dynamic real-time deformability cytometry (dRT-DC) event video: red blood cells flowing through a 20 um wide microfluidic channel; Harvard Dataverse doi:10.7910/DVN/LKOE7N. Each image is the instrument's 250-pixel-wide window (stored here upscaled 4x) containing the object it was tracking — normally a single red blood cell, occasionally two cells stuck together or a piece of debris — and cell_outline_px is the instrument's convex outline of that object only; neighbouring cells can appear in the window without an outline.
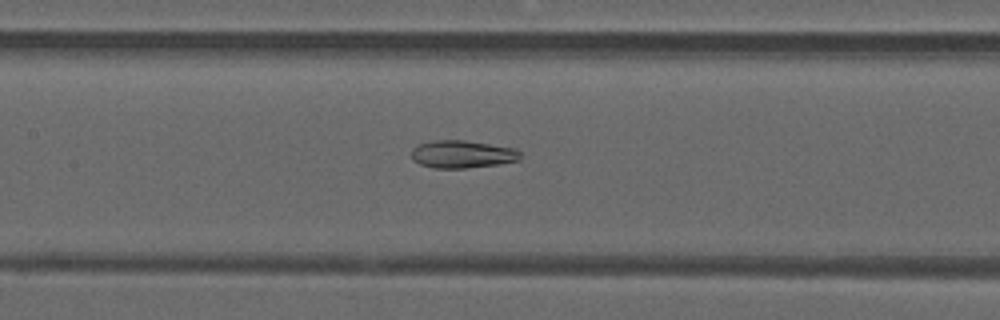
{"species": "common noctule bat (a hibernating species)", "species_latin": "Nyctalus noctula", "temperature_condition": "warm", "stored_images_in_passage": 50, "camera_frame_rate_fps": 3000, "um_per_image_px": 0.085, "animal": {"sex": "male", "forearm_length_mm": 52.5}, "frame": {"image": 1, "passage_image": 24, "time_ms": 7.667, "image_size_px": [1000, 320], "cell_outline_px": [[520, 160], [496, 164], [464, 168], [432, 168], [420, 164], [412, 160], [412, 148], [416, 144], [432, 140], [464, 140], [516, 148], [520, 152]], "centroid_in_image_um": [39.25, 13.1], "position_along_channel_um": 168.1, "area_um2": 17.63}}
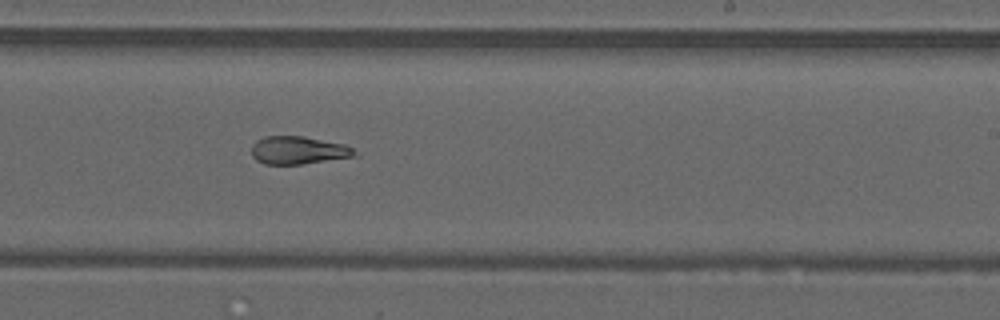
{"frame": {"image": 2, "passage_image": 31, "time_ms": 10.0, "image_size_px": [1000, 320], "cell_outline_px": [[360, 156], [300, 164], [264, 164], [256, 160], [252, 156], [252, 144], [256, 140], [264, 136], [304, 136], [344, 144], [352, 148]], "centroid_in_image_um": [25.36, 12.77], "position_along_channel_um": 263.6, "area_um2": 16.88}}
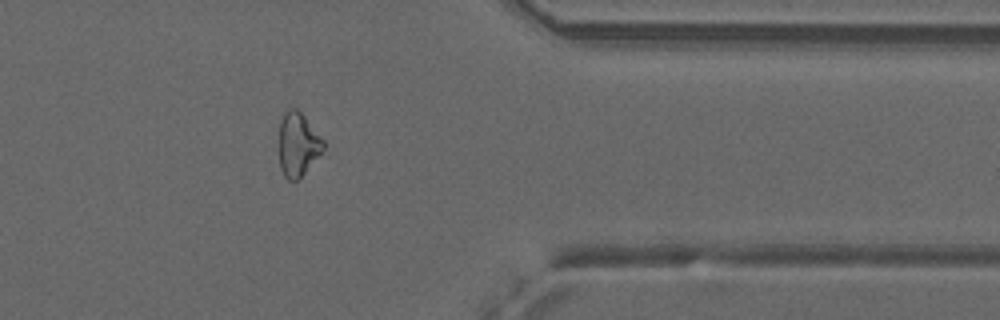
{"frame": {"image": 3, "passage_image": 41, "time_ms": 13.333, "image_size_px": [1000, 320], "cell_outline_px": [[324, 148], [304, 172], [296, 180], [288, 180], [284, 176], [280, 168], [280, 120], [284, 112], [288, 108], [296, 108], [304, 116], [324, 140]], "centroid_in_image_um": [25.3, 12.24], "position_along_channel_um": 386.1, "area_um2": 16.07}, "authors_computed_cell_mechanics": {"area_um2": 19.363, "velocity_mm_per_s": 4.1175, "shape_relaxation_time_tau1_ms": null, "shape_relaxation_time_tau2_ms": 1.9679, "deformation_change_tau1": null, "deformation_change_tau2": 0.0939}}